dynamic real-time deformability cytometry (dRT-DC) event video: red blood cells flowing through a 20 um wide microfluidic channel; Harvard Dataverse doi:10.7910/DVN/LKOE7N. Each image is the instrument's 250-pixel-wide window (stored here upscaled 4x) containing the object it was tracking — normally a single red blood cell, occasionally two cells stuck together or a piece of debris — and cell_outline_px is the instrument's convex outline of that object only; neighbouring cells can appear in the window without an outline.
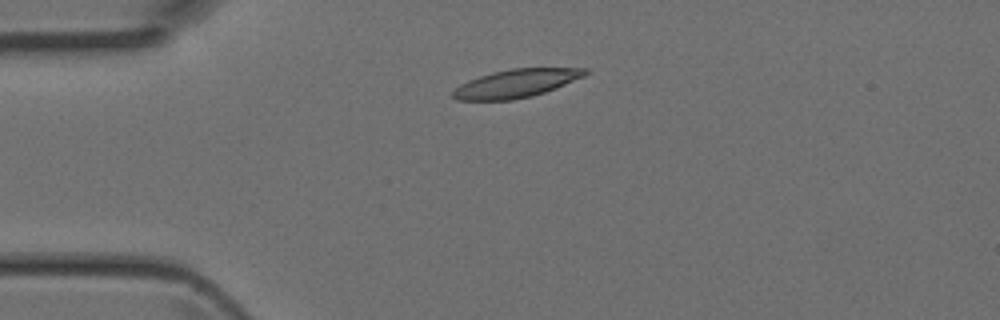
{"species": "Egyptian fruit bat (a non-hibernating species)", "species_latin": "Rousettus aegyptiacus", "temperature_condition": "room temperature", "stored_images_in_passage": 4, "camera_frame_rate_fps": 3000, "um_per_image_px": 0.085, "animal": {"sex": "female"}, "frame": {"image": 1, "passage_image": 2, "time_ms": 0.333, "image_size_px": [1000, 320], "cell_outline_px": [[592, 72], [584, 76], [556, 88], [532, 96], [512, 100], [456, 100], [452, 96], [452, 92], [460, 84], [468, 80], [492, 72], [512, 68], [588, 68]], "centroid_in_image_um": [43.89, 7.08], "position_along_channel_um": 41.1, "area_um2": 21.79}}
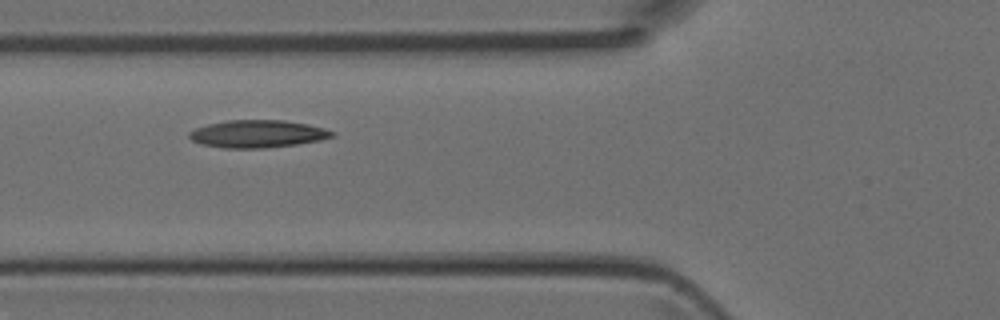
{"frame": {"image": 2, "passage_image": 4, "time_ms": 1.0, "image_size_px": [1000, 320], "cell_outline_px": [[336, 136], [320, 140], [296, 144], [264, 148], [224, 148], [200, 144], [192, 140], [188, 136], [188, 132], [196, 128], [208, 124], [224, 120], [284, 120], [308, 124], [324, 128], [336, 132]], "centroid_in_image_um": [21.9, 11.37], "position_along_channel_um": 103.9, "area_um2": 23.06}}